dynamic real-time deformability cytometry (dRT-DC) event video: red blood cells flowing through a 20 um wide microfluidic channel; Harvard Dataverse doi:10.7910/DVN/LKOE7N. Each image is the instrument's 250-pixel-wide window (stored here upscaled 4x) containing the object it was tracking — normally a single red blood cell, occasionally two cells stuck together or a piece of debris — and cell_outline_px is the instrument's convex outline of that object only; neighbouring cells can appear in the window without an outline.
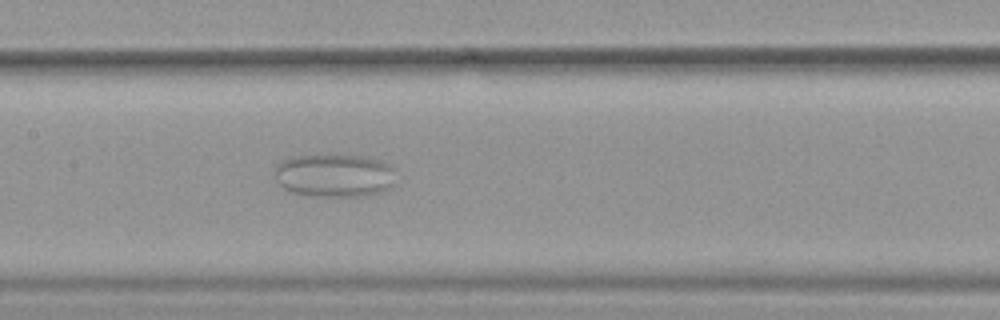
{"species": "common noctule bat (a hibernating species)", "species_latin": "Nyctalus noctula", "temperature_condition": "warm", "stored_images_in_passage": 53, "camera_frame_rate_fps": 3000, "um_per_image_px": 0.085, "animal": {"sex": "female", "body_mass_g": 19.9}, "frame": {"image": 1, "passage_image": 26, "time_ms": 8.333, "image_size_px": [1000, 320], "cell_outline_px": [[392, 184], [388, 188], [380, 192], [364, 196], [304, 196], [292, 192], [284, 188], [276, 180], [276, 164], [280, 160], [296, 156], [336, 152], [364, 156], [380, 160], [388, 164]], "centroid_in_image_um": [28.34, 14.87], "position_along_channel_um": 179.1, "area_um2": 30.92}}
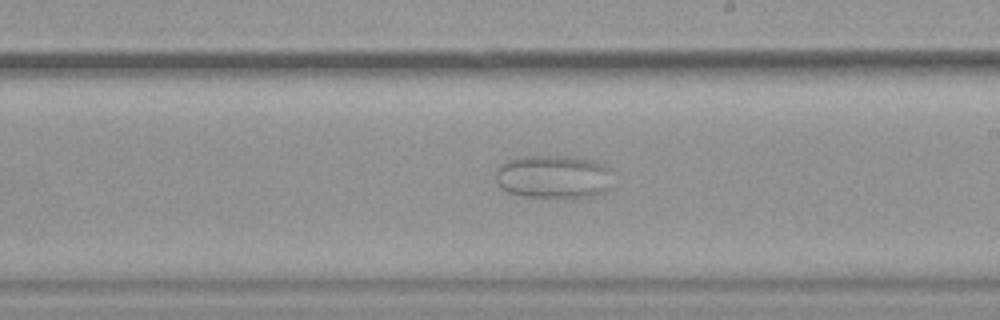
{"frame": {"image": 2, "passage_image": 31, "time_ms": 10.0, "image_size_px": [1000, 320], "cell_outline_px": [[608, 192], [596, 196], [564, 200], [520, 196], [508, 192], [500, 188], [496, 180], [496, 172], [508, 160], [520, 156], [564, 156], [596, 160], [604, 164], [608, 168]], "centroid_in_image_um": [47.05, 15.07], "position_along_channel_um": 242.0, "area_um2": 30.29}}